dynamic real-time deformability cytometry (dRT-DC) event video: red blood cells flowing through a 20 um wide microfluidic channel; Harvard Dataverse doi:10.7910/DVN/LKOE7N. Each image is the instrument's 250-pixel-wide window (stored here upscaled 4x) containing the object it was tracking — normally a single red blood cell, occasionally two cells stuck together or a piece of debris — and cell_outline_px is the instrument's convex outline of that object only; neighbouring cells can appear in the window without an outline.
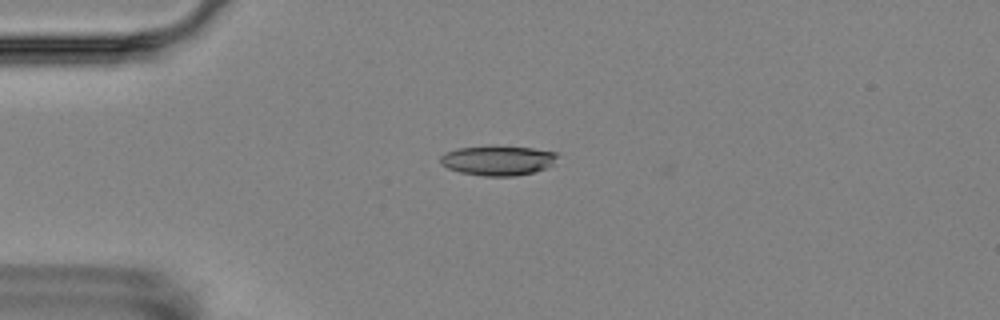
{"species": "Egyptian fruit bat (a non-hibernating species)", "species_latin": "Rousettus aegyptiacus", "temperature_condition": "room temperature", "stored_images_in_passage": 3, "camera_frame_rate_fps": 3000, "um_per_image_px": 0.085, "animal": {"sex": "female"}, "frame": {"image": 1, "passage_image": 2, "time_ms": 1.0, "image_size_px": [1000, 320], "cell_outline_px": [[556, 156], [552, 164], [544, 168], [532, 172], [516, 176], [484, 176], [460, 172], [448, 168], [440, 164], [440, 156], [444, 152], [460, 148], [532, 148], [556, 152]], "centroid_in_image_um": [42.27, 13.67], "position_along_channel_um": 42.7, "area_um2": 19.48}}